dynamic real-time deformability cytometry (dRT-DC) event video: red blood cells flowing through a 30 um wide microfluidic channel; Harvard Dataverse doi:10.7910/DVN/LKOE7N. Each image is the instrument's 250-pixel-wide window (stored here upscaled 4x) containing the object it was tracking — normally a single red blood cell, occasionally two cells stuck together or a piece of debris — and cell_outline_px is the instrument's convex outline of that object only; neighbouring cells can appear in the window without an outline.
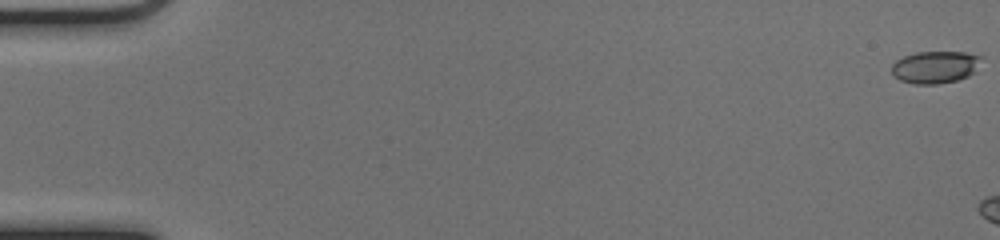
{"species": "common noctule bat (a hibernating species)", "species_latin": "Nyctalus noctula", "temperature_condition": "cold", "stored_images_in_passage": 7, "camera_frame_rate_fps": 3000, "um_per_image_px": 0.085, "animal": {"sex": "female", "body_mass_g": 17.0, "forearm_length_mm": 48.0}, "frame": {"image": 1, "passage_image": 1, "time_ms": 0.0, "image_size_px": [1000, 240], "cell_outline_px": [[984, 56], [976, 72], [968, 76], [956, 80], [936, 84], [912, 84], [900, 80], [892, 72], [892, 64], [896, 60], [904, 56], [916, 52], [968, 52]], "centroid_in_image_um": [79.54, 5.69], "position_along_channel_um": 5.5, "area_um2": 17.05}}